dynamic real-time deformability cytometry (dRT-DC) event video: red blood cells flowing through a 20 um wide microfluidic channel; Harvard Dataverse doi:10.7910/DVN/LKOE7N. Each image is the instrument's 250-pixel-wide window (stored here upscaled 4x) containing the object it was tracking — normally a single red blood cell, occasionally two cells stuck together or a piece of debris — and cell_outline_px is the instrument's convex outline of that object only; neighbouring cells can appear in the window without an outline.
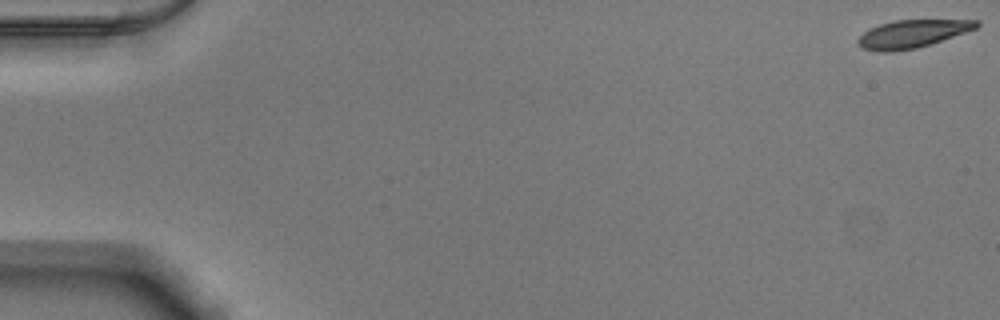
{"species": "Egyptian fruit bat (a non-hibernating species)", "species_latin": "Rousettus aegyptiacus", "temperature_condition": "warm", "stored_images_in_passage": 53, "camera_frame_rate_fps": 3000, "um_per_image_px": 0.085, "animal": {"sex": "male"}, "frame": {"image": 1, "passage_image": 1, "time_ms": 0.0, "image_size_px": [1000, 320], "cell_outline_px": [[980, 24], [976, 28], [916, 48], [892, 52], [880, 52], [864, 48], [856, 44], [856, 40], [868, 28], [892, 20], [980, 20]], "centroid_in_image_um": [77.47, 2.87], "position_along_channel_um": 7.5, "area_um2": 19.02}}
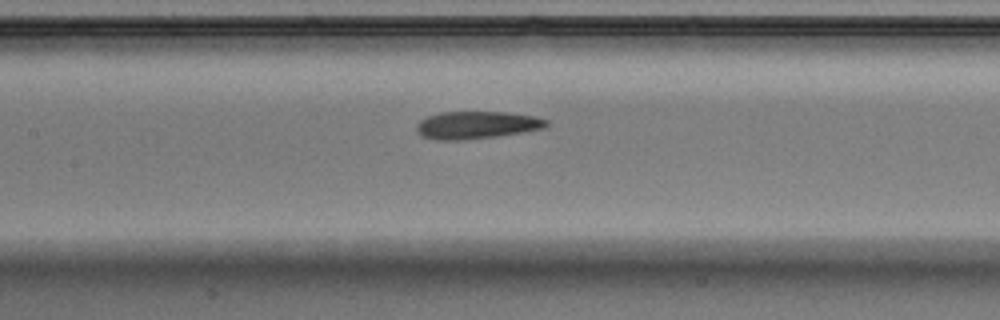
{"frame": {"image": 2, "passage_image": 26, "time_ms": 8.333, "image_size_px": [1000, 320], "cell_outline_px": [[548, 124], [544, 128], [496, 136], [464, 140], [436, 140], [420, 136], [416, 132], [416, 124], [420, 120], [428, 116], [440, 112], [508, 112], [532, 116], [548, 120]], "centroid_in_image_um": [40.45, 10.63], "position_along_channel_um": 167.0, "area_um2": 20.81}}
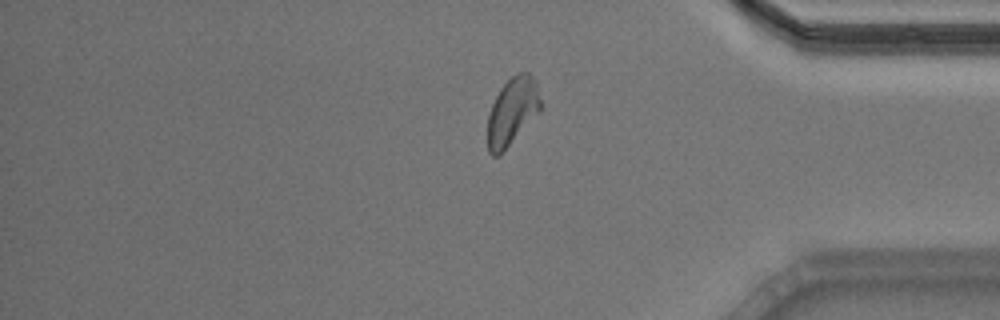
{"frame": {"image": 3, "passage_image": 45, "time_ms": 14.667, "image_size_px": [1000, 320], "cell_outline_px": [[540, 108], [500, 156], [492, 156], [488, 152], [488, 112], [500, 88], [516, 72], [528, 72], [536, 80], [540, 100]], "centroid_in_image_um": [43.5, 9.45], "position_along_channel_um": 391.7, "area_um2": 20.46}, "authors_computed_cell_mechanics": {"area_um2": 20.4612, "velocity_mm_per_s": 3.8502, "shape_relaxation_time_tau1_ms": 9.69, "shape_relaxation_time_tau2_ms": 4.1562, "deformation_change_tau1": 0.2421, "deformation_change_tau2": 0.1307}}